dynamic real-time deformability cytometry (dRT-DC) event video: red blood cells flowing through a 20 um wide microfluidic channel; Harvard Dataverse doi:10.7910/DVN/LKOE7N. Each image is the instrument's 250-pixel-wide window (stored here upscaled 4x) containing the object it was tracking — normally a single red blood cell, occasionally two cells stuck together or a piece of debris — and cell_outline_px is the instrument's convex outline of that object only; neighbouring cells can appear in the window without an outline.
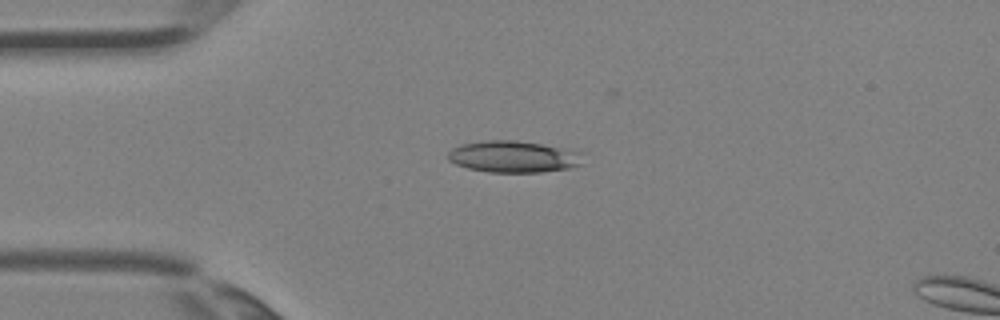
{"species": "Egyptian fruit bat (a non-hibernating species)", "species_latin": "Rousettus aegyptiacus", "temperature_condition": "room temperature", "stored_images_in_passage": 3, "camera_frame_rate_fps": 3000, "um_per_image_px": 0.085, "animal": {"sex": "female"}, "frame": {"image": 1, "passage_image": 3, "time_ms": 0.667, "image_size_px": [1000, 320], "cell_outline_px": [[588, 152], [580, 164], [568, 168], [540, 172], [488, 172], [468, 168], [456, 164], [448, 160], [448, 152], [452, 148], [460, 144], [484, 140], [516, 140]], "centroid_in_image_um": [43.68, 13.31], "position_along_channel_um": 41.3, "area_um2": 25.14}}